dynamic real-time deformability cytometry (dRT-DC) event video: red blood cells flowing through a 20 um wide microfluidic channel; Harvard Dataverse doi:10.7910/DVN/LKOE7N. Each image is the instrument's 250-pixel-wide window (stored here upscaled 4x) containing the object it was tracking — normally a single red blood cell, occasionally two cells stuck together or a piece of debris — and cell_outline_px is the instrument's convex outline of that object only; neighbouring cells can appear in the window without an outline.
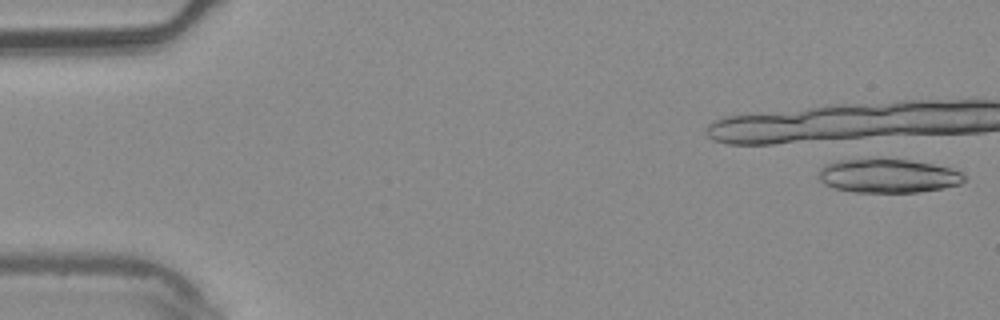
{"species": "common noctule bat (a hibernating species)", "species_latin": "Nyctalus noctula", "temperature_condition": "warm", "stored_images_in_passage": 6, "camera_frame_rate_fps": 3000, "um_per_image_px": 0.085, "animal": {"sex": "male", "body_mass_g": 20.4}, "frame": {"image": 1, "passage_image": 1, "time_ms": 0.0, "image_size_px": [1000, 320], "cell_outline_px": [[964, 180], [960, 184], [944, 188], [920, 192], [856, 192], [836, 188], [824, 184], [820, 180], [820, 168], [836, 160], [880, 156], [908, 160], [932, 164], [952, 168], [964, 172]], "centroid_in_image_um": [75.5, 14.91], "position_along_channel_um": 9.5, "area_um2": 29.36}}